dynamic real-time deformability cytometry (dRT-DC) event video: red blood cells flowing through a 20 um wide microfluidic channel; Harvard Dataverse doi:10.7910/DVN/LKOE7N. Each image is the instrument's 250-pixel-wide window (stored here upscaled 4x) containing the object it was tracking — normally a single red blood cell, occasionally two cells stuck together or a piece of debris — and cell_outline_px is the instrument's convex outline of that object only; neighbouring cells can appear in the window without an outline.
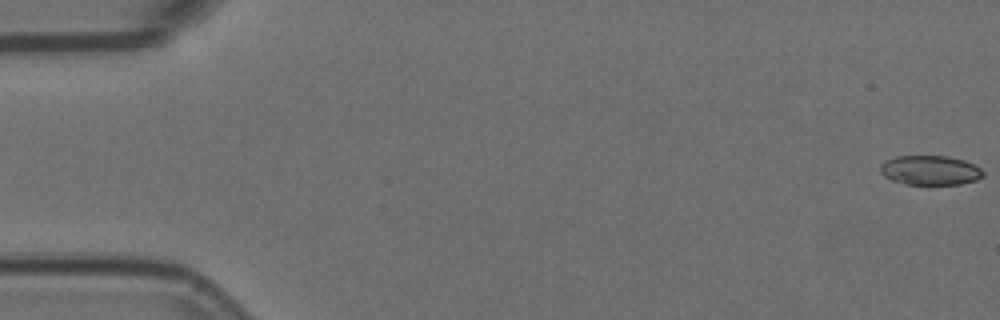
{"species": "Egyptian fruit bat (a non-hibernating species)", "species_latin": "Rousettus aegyptiacus", "temperature_condition": "room temperature", "stored_images_in_passage": 57, "camera_frame_rate_fps": 3000, "um_per_image_px": 0.085, "animal": {"sex": "female"}, "frame": {"image": 1, "passage_image": 1, "time_ms": 0.0, "image_size_px": [1000, 320], "cell_outline_px": [[984, 176], [976, 180], [960, 184], [904, 184], [892, 180], [884, 176], [880, 172], [880, 164], [896, 156], [948, 156], [964, 160], [980, 168], [984, 172]], "centroid_in_image_um": [79.06, 14.47], "position_along_channel_um": 5.9, "area_um2": 17.63}}
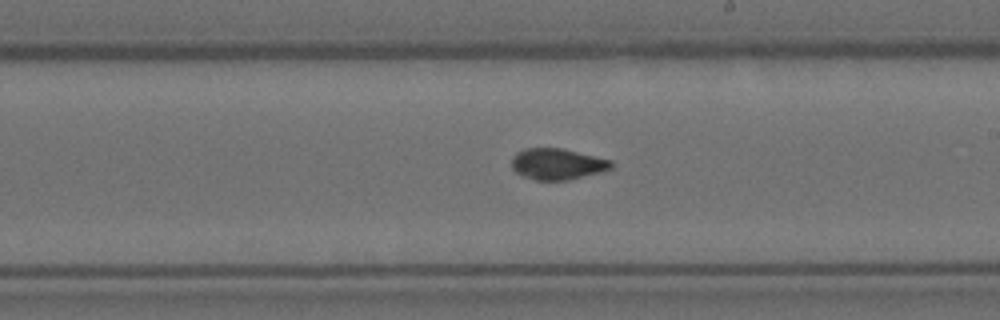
{"frame": {"image": 2, "passage_image": 33, "time_ms": 10.667, "image_size_px": [1000, 320], "cell_outline_px": [[612, 168], [600, 172], [568, 180], [536, 180], [524, 176], [516, 172], [512, 168], [512, 156], [516, 152], [524, 148], [560, 148], [612, 160]], "centroid_in_image_um": [47.35, 13.94], "position_along_channel_um": 241.7, "area_um2": 17.98}}
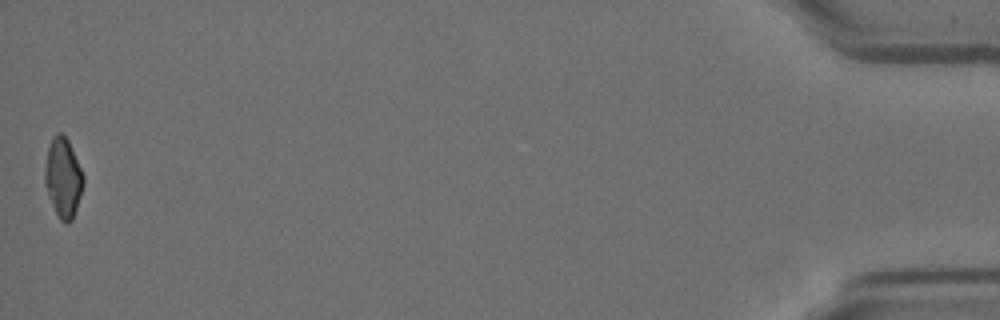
{"frame": {"image": 3, "passage_image": 57, "time_ms": 18.667, "image_size_px": [1000, 320], "cell_outline_px": [[84, 184], [72, 220], [68, 224], [60, 220], [48, 196], [44, 184], [44, 172], [48, 148], [52, 136], [56, 132], [60, 132], [68, 140], [84, 176]], "centroid_in_image_um": [5.35, 15.1], "position_along_channel_um": 429.8, "area_um2": 17.74}, "authors_computed_cell_mechanics": {"area_um2": 18.4382, "velocity_mm_per_s": 3.5929, "shape_relaxation_time_tau1_ms": null, "shape_relaxation_time_tau2_ms": 2.2144, "deformation_change_tau1": null, "deformation_change_tau2": 0.0559}}